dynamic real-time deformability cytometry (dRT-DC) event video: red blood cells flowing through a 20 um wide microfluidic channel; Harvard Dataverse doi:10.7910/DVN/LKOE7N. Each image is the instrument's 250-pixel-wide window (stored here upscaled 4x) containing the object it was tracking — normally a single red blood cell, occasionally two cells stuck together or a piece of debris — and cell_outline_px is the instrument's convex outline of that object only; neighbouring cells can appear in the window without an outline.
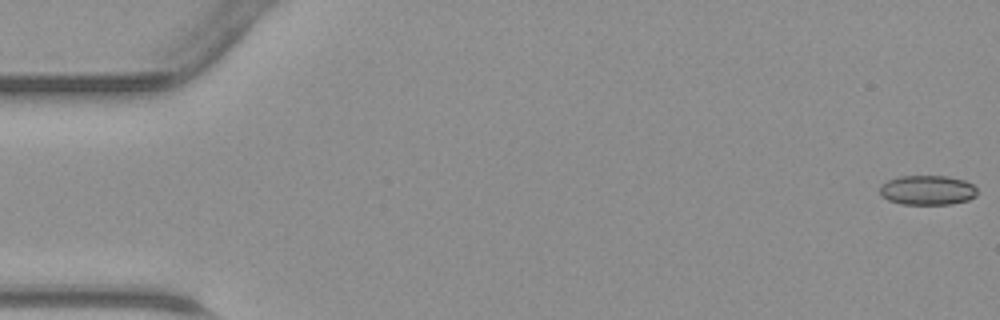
{"species": "common noctule bat (a hibernating species)", "species_latin": "Nyctalus noctula", "temperature_condition": "warm", "stored_images_in_passage": 46, "camera_frame_rate_fps": 3000, "um_per_image_px": 0.085, "animal": {"sex": "male", "body_mass_g": 23.1, "forearm_length_mm": 52.7}, "frame": {"image": 1, "passage_image": 1, "time_ms": 0.0, "image_size_px": [1000, 320], "cell_outline_px": [[976, 196], [968, 200], [952, 204], [900, 204], [888, 200], [880, 196], [880, 188], [888, 180], [900, 176], [948, 176], [964, 180], [972, 184], [976, 188]], "centroid_in_image_um": [78.83, 16.17], "position_along_channel_um": 6.2, "area_um2": 16.82}}
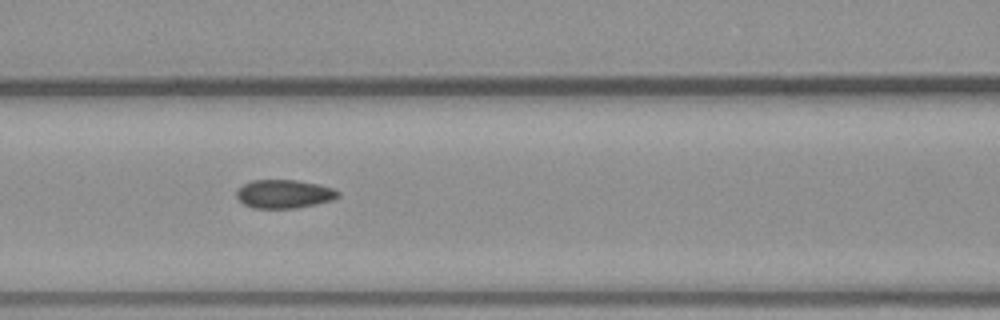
{"frame": {"image": 2, "passage_image": 20, "time_ms": 6.333, "image_size_px": [1000, 320], "cell_outline_px": [[340, 196], [332, 200], [316, 204], [296, 208], [252, 208], [244, 204], [236, 196], [236, 188], [252, 180], [296, 180], [320, 184], [332, 188], [340, 192]], "centroid_in_image_um": [24.14, 16.48], "position_along_channel_um": 142.5, "area_um2": 16.99}}
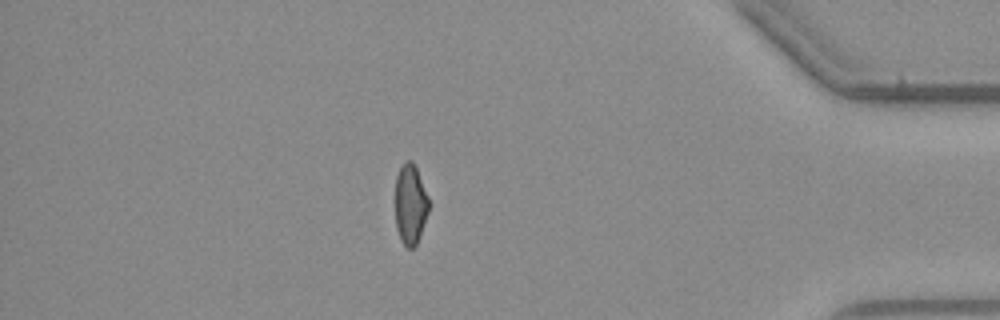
{"frame": {"image": 3, "passage_image": 40, "time_ms": 13.0, "image_size_px": [1000, 320], "cell_outline_px": [[428, 212], [420, 236], [416, 244], [412, 248], [408, 248], [400, 240], [396, 228], [396, 176], [400, 168], [408, 160], [412, 160], [416, 168], [428, 196]], "centroid_in_image_um": [34.88, 17.39], "position_along_channel_um": 400.3, "area_um2": 15.43}}